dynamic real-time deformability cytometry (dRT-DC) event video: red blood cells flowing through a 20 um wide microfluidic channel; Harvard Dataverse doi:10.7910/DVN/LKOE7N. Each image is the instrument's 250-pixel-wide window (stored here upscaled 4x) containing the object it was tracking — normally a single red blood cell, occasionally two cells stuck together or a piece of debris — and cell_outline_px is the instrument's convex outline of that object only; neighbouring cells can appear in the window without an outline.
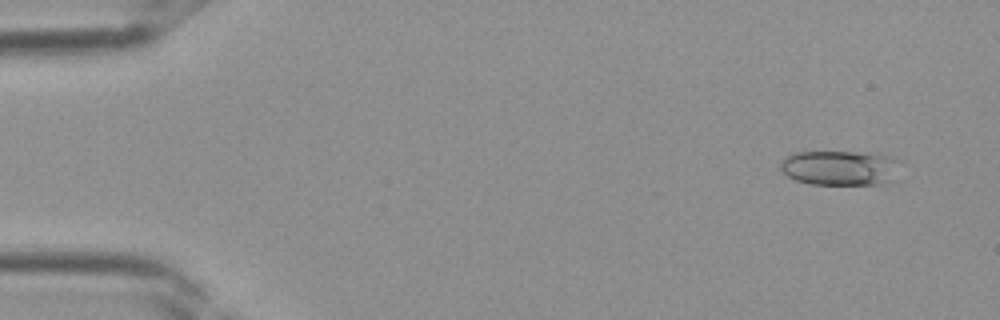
{"species": "Egyptian fruit bat (a non-hibernating species)", "species_latin": "Rousettus aegyptiacus", "temperature_condition": "room temperature", "stored_images_in_passage": 37, "camera_frame_rate_fps": 3000, "um_per_image_px": 0.085, "frame": {"image": 1, "passage_image": 3, "time_ms": 0.667, "image_size_px": [1000, 320], "cell_outline_px": [[900, 160], [896, 180], [880, 184], [808, 184], [796, 180], [788, 176], [780, 168], [780, 164], [792, 152], [852, 152], [892, 156]], "centroid_in_image_um": [71.45, 14.28], "position_along_channel_um": 13.5, "area_um2": 24.45}}
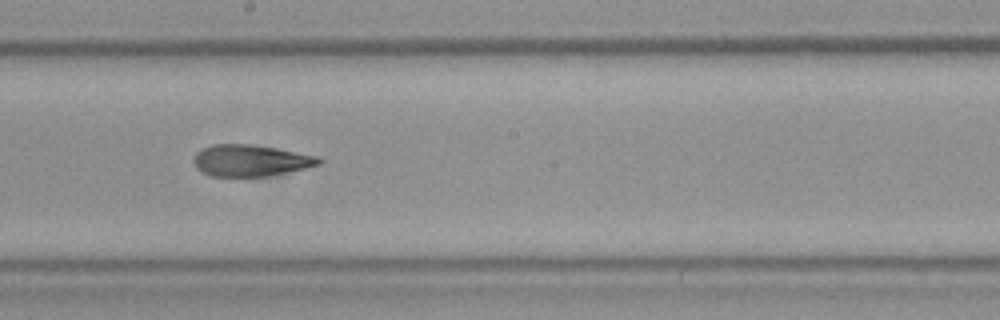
{"frame": {"image": 2, "passage_image": 21, "time_ms": 6.667, "image_size_px": [1000, 320], "cell_outline_px": [[324, 160], [320, 164], [304, 168], [268, 176], [212, 176], [196, 168], [192, 160], [196, 152], [212, 144], [252, 144], [320, 156]], "centroid_in_image_um": [21.3, 13.63], "position_along_channel_um": 226.9, "area_um2": 22.95}}
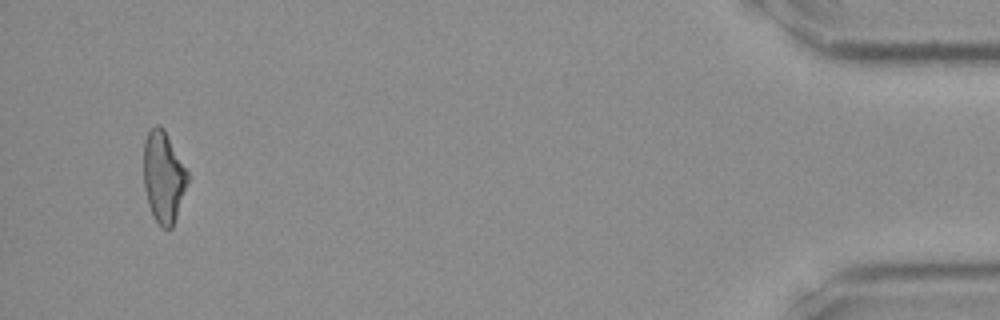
{"frame": {"image": 3, "passage_image": 36, "time_ms": 11.667, "image_size_px": [1000, 320], "cell_outline_px": [[188, 180], [172, 228], [168, 232], [160, 228], [152, 216], [148, 204], [144, 188], [144, 140], [148, 132], [156, 124], [160, 124], [164, 128], [188, 172]], "centroid_in_image_um": [13.88, 15.07], "position_along_channel_um": 421.3, "area_um2": 23.52}}